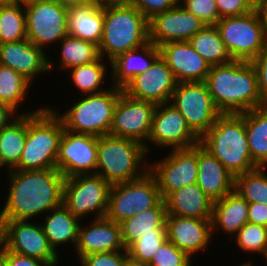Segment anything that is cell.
I'll return each mask as SVG.
<instances>
[{
    "instance_id": "44dd1931",
    "label": "cell",
    "mask_w": 267,
    "mask_h": 266,
    "mask_svg": "<svg viewBox=\"0 0 267 266\" xmlns=\"http://www.w3.org/2000/svg\"><path fill=\"white\" fill-rule=\"evenodd\" d=\"M159 48L178 83L206 80L211 66L188 41L169 42Z\"/></svg>"
},
{
    "instance_id": "8992f818",
    "label": "cell",
    "mask_w": 267,
    "mask_h": 266,
    "mask_svg": "<svg viewBox=\"0 0 267 266\" xmlns=\"http://www.w3.org/2000/svg\"><path fill=\"white\" fill-rule=\"evenodd\" d=\"M148 155L145 146L138 141L100 136L96 174L110 185L139 179L149 171Z\"/></svg>"
},
{
    "instance_id": "1f68e13d",
    "label": "cell",
    "mask_w": 267,
    "mask_h": 266,
    "mask_svg": "<svg viewBox=\"0 0 267 266\" xmlns=\"http://www.w3.org/2000/svg\"><path fill=\"white\" fill-rule=\"evenodd\" d=\"M27 138V114H20L0 131V160L7 171L14 169L19 161Z\"/></svg>"
},
{
    "instance_id": "f6af8a7d",
    "label": "cell",
    "mask_w": 267,
    "mask_h": 266,
    "mask_svg": "<svg viewBox=\"0 0 267 266\" xmlns=\"http://www.w3.org/2000/svg\"><path fill=\"white\" fill-rule=\"evenodd\" d=\"M148 20L159 13L172 9L178 0H127Z\"/></svg>"
},
{
    "instance_id": "3957f363",
    "label": "cell",
    "mask_w": 267,
    "mask_h": 266,
    "mask_svg": "<svg viewBox=\"0 0 267 266\" xmlns=\"http://www.w3.org/2000/svg\"><path fill=\"white\" fill-rule=\"evenodd\" d=\"M148 42V19L137 8L127 0L104 1L103 35L98 46L100 57L110 62L119 54Z\"/></svg>"
},
{
    "instance_id": "bcb514c9",
    "label": "cell",
    "mask_w": 267,
    "mask_h": 266,
    "mask_svg": "<svg viewBox=\"0 0 267 266\" xmlns=\"http://www.w3.org/2000/svg\"><path fill=\"white\" fill-rule=\"evenodd\" d=\"M257 73L258 91L263 104H267V47L251 61Z\"/></svg>"
},
{
    "instance_id": "484cf974",
    "label": "cell",
    "mask_w": 267,
    "mask_h": 266,
    "mask_svg": "<svg viewBox=\"0 0 267 266\" xmlns=\"http://www.w3.org/2000/svg\"><path fill=\"white\" fill-rule=\"evenodd\" d=\"M160 56V48L151 42L119 54L110 61L112 86L124 89L137 75L145 72Z\"/></svg>"
},
{
    "instance_id": "681fc988",
    "label": "cell",
    "mask_w": 267,
    "mask_h": 266,
    "mask_svg": "<svg viewBox=\"0 0 267 266\" xmlns=\"http://www.w3.org/2000/svg\"><path fill=\"white\" fill-rule=\"evenodd\" d=\"M42 108L43 106L31 112L28 110V112L26 113L24 111H22V113H18L11 106L0 102V131L4 129L6 126H8L20 114H30V113L39 112Z\"/></svg>"
},
{
    "instance_id": "60d3db41",
    "label": "cell",
    "mask_w": 267,
    "mask_h": 266,
    "mask_svg": "<svg viewBox=\"0 0 267 266\" xmlns=\"http://www.w3.org/2000/svg\"><path fill=\"white\" fill-rule=\"evenodd\" d=\"M147 266H193L191 258L168 239L155 252Z\"/></svg>"
},
{
    "instance_id": "f1b7e54d",
    "label": "cell",
    "mask_w": 267,
    "mask_h": 266,
    "mask_svg": "<svg viewBox=\"0 0 267 266\" xmlns=\"http://www.w3.org/2000/svg\"><path fill=\"white\" fill-rule=\"evenodd\" d=\"M44 218L41 227L55 252L59 246L67 243H73L76 248L80 218L74 216L63 204L49 211Z\"/></svg>"
},
{
    "instance_id": "30bf717a",
    "label": "cell",
    "mask_w": 267,
    "mask_h": 266,
    "mask_svg": "<svg viewBox=\"0 0 267 266\" xmlns=\"http://www.w3.org/2000/svg\"><path fill=\"white\" fill-rule=\"evenodd\" d=\"M111 185L100 175L87 174L65 178L63 205L76 217H106Z\"/></svg>"
},
{
    "instance_id": "f546056e",
    "label": "cell",
    "mask_w": 267,
    "mask_h": 266,
    "mask_svg": "<svg viewBox=\"0 0 267 266\" xmlns=\"http://www.w3.org/2000/svg\"><path fill=\"white\" fill-rule=\"evenodd\" d=\"M166 217V204L164 199H162L155 207L143 213L135 214L133 217L121 222L123 246L127 249L140 235L155 233V228H167Z\"/></svg>"
},
{
    "instance_id": "2e32d148",
    "label": "cell",
    "mask_w": 267,
    "mask_h": 266,
    "mask_svg": "<svg viewBox=\"0 0 267 266\" xmlns=\"http://www.w3.org/2000/svg\"><path fill=\"white\" fill-rule=\"evenodd\" d=\"M147 142V153H150L149 144L178 150L192 148L200 143V139L188 127L184 116L169 102L157 105Z\"/></svg>"
},
{
    "instance_id": "9c48e42d",
    "label": "cell",
    "mask_w": 267,
    "mask_h": 266,
    "mask_svg": "<svg viewBox=\"0 0 267 266\" xmlns=\"http://www.w3.org/2000/svg\"><path fill=\"white\" fill-rule=\"evenodd\" d=\"M161 200L157 181L148 171L139 179L111 185L106 217L120 224L155 207Z\"/></svg>"
},
{
    "instance_id": "f907efd6",
    "label": "cell",
    "mask_w": 267,
    "mask_h": 266,
    "mask_svg": "<svg viewBox=\"0 0 267 266\" xmlns=\"http://www.w3.org/2000/svg\"><path fill=\"white\" fill-rule=\"evenodd\" d=\"M255 9L259 14L265 35L267 37V0H256Z\"/></svg>"
},
{
    "instance_id": "8d00e7d4",
    "label": "cell",
    "mask_w": 267,
    "mask_h": 266,
    "mask_svg": "<svg viewBox=\"0 0 267 266\" xmlns=\"http://www.w3.org/2000/svg\"><path fill=\"white\" fill-rule=\"evenodd\" d=\"M27 38L23 4L0 5V44Z\"/></svg>"
},
{
    "instance_id": "d6986e66",
    "label": "cell",
    "mask_w": 267,
    "mask_h": 266,
    "mask_svg": "<svg viewBox=\"0 0 267 266\" xmlns=\"http://www.w3.org/2000/svg\"><path fill=\"white\" fill-rule=\"evenodd\" d=\"M149 42L156 46L169 42L189 41L206 24L180 3L148 20Z\"/></svg>"
},
{
    "instance_id": "d4e9b609",
    "label": "cell",
    "mask_w": 267,
    "mask_h": 266,
    "mask_svg": "<svg viewBox=\"0 0 267 266\" xmlns=\"http://www.w3.org/2000/svg\"><path fill=\"white\" fill-rule=\"evenodd\" d=\"M68 35L99 46L104 27V1L68 7Z\"/></svg>"
},
{
    "instance_id": "4316f807",
    "label": "cell",
    "mask_w": 267,
    "mask_h": 266,
    "mask_svg": "<svg viewBox=\"0 0 267 266\" xmlns=\"http://www.w3.org/2000/svg\"><path fill=\"white\" fill-rule=\"evenodd\" d=\"M164 201L167 215L211 220L213 202L197 183L170 192Z\"/></svg>"
},
{
    "instance_id": "d6a6232c",
    "label": "cell",
    "mask_w": 267,
    "mask_h": 266,
    "mask_svg": "<svg viewBox=\"0 0 267 266\" xmlns=\"http://www.w3.org/2000/svg\"><path fill=\"white\" fill-rule=\"evenodd\" d=\"M188 42L210 66L227 64L233 61L221 40L216 25H205Z\"/></svg>"
},
{
    "instance_id": "816d5d0a",
    "label": "cell",
    "mask_w": 267,
    "mask_h": 266,
    "mask_svg": "<svg viewBox=\"0 0 267 266\" xmlns=\"http://www.w3.org/2000/svg\"><path fill=\"white\" fill-rule=\"evenodd\" d=\"M53 1L57 2L59 5H62L68 8L72 6L84 5V4L92 2L93 0H53Z\"/></svg>"
},
{
    "instance_id": "b9f144b4",
    "label": "cell",
    "mask_w": 267,
    "mask_h": 266,
    "mask_svg": "<svg viewBox=\"0 0 267 266\" xmlns=\"http://www.w3.org/2000/svg\"><path fill=\"white\" fill-rule=\"evenodd\" d=\"M178 3L206 25H216L221 19L216 6V0H178Z\"/></svg>"
},
{
    "instance_id": "11a10c76",
    "label": "cell",
    "mask_w": 267,
    "mask_h": 266,
    "mask_svg": "<svg viewBox=\"0 0 267 266\" xmlns=\"http://www.w3.org/2000/svg\"><path fill=\"white\" fill-rule=\"evenodd\" d=\"M16 3L17 0H0V5H12Z\"/></svg>"
},
{
    "instance_id": "d590c367",
    "label": "cell",
    "mask_w": 267,
    "mask_h": 266,
    "mask_svg": "<svg viewBox=\"0 0 267 266\" xmlns=\"http://www.w3.org/2000/svg\"><path fill=\"white\" fill-rule=\"evenodd\" d=\"M30 85L19 72L0 64V102L20 110L22 101L27 98Z\"/></svg>"
},
{
    "instance_id": "83f0119b",
    "label": "cell",
    "mask_w": 267,
    "mask_h": 266,
    "mask_svg": "<svg viewBox=\"0 0 267 266\" xmlns=\"http://www.w3.org/2000/svg\"><path fill=\"white\" fill-rule=\"evenodd\" d=\"M248 213L249 203L235 190L213 202L212 235L221 230L233 237L248 222Z\"/></svg>"
},
{
    "instance_id": "ee69618b",
    "label": "cell",
    "mask_w": 267,
    "mask_h": 266,
    "mask_svg": "<svg viewBox=\"0 0 267 266\" xmlns=\"http://www.w3.org/2000/svg\"><path fill=\"white\" fill-rule=\"evenodd\" d=\"M256 0H216L220 18L242 16L255 9Z\"/></svg>"
},
{
    "instance_id": "5bb4252c",
    "label": "cell",
    "mask_w": 267,
    "mask_h": 266,
    "mask_svg": "<svg viewBox=\"0 0 267 266\" xmlns=\"http://www.w3.org/2000/svg\"><path fill=\"white\" fill-rule=\"evenodd\" d=\"M156 107L151 102L132 98L122 91L114 107L109 135L138 141L147 151Z\"/></svg>"
},
{
    "instance_id": "ffe728a7",
    "label": "cell",
    "mask_w": 267,
    "mask_h": 266,
    "mask_svg": "<svg viewBox=\"0 0 267 266\" xmlns=\"http://www.w3.org/2000/svg\"><path fill=\"white\" fill-rule=\"evenodd\" d=\"M48 56L27 38L0 44V64L19 72L31 84L37 75L55 70Z\"/></svg>"
},
{
    "instance_id": "6da1fadb",
    "label": "cell",
    "mask_w": 267,
    "mask_h": 266,
    "mask_svg": "<svg viewBox=\"0 0 267 266\" xmlns=\"http://www.w3.org/2000/svg\"><path fill=\"white\" fill-rule=\"evenodd\" d=\"M10 188L0 220H33L63 204L65 177L57 169L9 170Z\"/></svg>"
},
{
    "instance_id": "277c9868",
    "label": "cell",
    "mask_w": 267,
    "mask_h": 266,
    "mask_svg": "<svg viewBox=\"0 0 267 266\" xmlns=\"http://www.w3.org/2000/svg\"><path fill=\"white\" fill-rule=\"evenodd\" d=\"M200 144L236 177L251 171L253 163L245 128V113L221 114L200 138Z\"/></svg>"
},
{
    "instance_id": "4dcf8cb0",
    "label": "cell",
    "mask_w": 267,
    "mask_h": 266,
    "mask_svg": "<svg viewBox=\"0 0 267 266\" xmlns=\"http://www.w3.org/2000/svg\"><path fill=\"white\" fill-rule=\"evenodd\" d=\"M245 128L253 163L267 167V104L245 112Z\"/></svg>"
},
{
    "instance_id": "836d02e7",
    "label": "cell",
    "mask_w": 267,
    "mask_h": 266,
    "mask_svg": "<svg viewBox=\"0 0 267 266\" xmlns=\"http://www.w3.org/2000/svg\"><path fill=\"white\" fill-rule=\"evenodd\" d=\"M62 43V44H61ZM57 45H60V68L69 70L73 67L97 61L100 58L96 44L67 35Z\"/></svg>"
},
{
    "instance_id": "7bdbcfd3",
    "label": "cell",
    "mask_w": 267,
    "mask_h": 266,
    "mask_svg": "<svg viewBox=\"0 0 267 266\" xmlns=\"http://www.w3.org/2000/svg\"><path fill=\"white\" fill-rule=\"evenodd\" d=\"M128 258V251L125 249L116 252L88 254L79 263L81 266H123Z\"/></svg>"
},
{
    "instance_id": "9a60e30c",
    "label": "cell",
    "mask_w": 267,
    "mask_h": 266,
    "mask_svg": "<svg viewBox=\"0 0 267 266\" xmlns=\"http://www.w3.org/2000/svg\"><path fill=\"white\" fill-rule=\"evenodd\" d=\"M98 137L63 131L59 142L56 169L65 177L96 174Z\"/></svg>"
},
{
    "instance_id": "ab89813d",
    "label": "cell",
    "mask_w": 267,
    "mask_h": 266,
    "mask_svg": "<svg viewBox=\"0 0 267 266\" xmlns=\"http://www.w3.org/2000/svg\"><path fill=\"white\" fill-rule=\"evenodd\" d=\"M233 237L240 250L266 257L267 227L247 222Z\"/></svg>"
},
{
    "instance_id": "74e56055",
    "label": "cell",
    "mask_w": 267,
    "mask_h": 266,
    "mask_svg": "<svg viewBox=\"0 0 267 266\" xmlns=\"http://www.w3.org/2000/svg\"><path fill=\"white\" fill-rule=\"evenodd\" d=\"M265 169L267 167H257L235 177L234 190L248 203H261L267 206V171Z\"/></svg>"
},
{
    "instance_id": "ba28073f",
    "label": "cell",
    "mask_w": 267,
    "mask_h": 266,
    "mask_svg": "<svg viewBox=\"0 0 267 266\" xmlns=\"http://www.w3.org/2000/svg\"><path fill=\"white\" fill-rule=\"evenodd\" d=\"M216 28L233 60L251 62L267 47V37L256 9L242 16L221 18Z\"/></svg>"
},
{
    "instance_id": "f5cc1de1",
    "label": "cell",
    "mask_w": 267,
    "mask_h": 266,
    "mask_svg": "<svg viewBox=\"0 0 267 266\" xmlns=\"http://www.w3.org/2000/svg\"><path fill=\"white\" fill-rule=\"evenodd\" d=\"M5 263V247L0 243V266Z\"/></svg>"
},
{
    "instance_id": "7c38bea8",
    "label": "cell",
    "mask_w": 267,
    "mask_h": 266,
    "mask_svg": "<svg viewBox=\"0 0 267 266\" xmlns=\"http://www.w3.org/2000/svg\"><path fill=\"white\" fill-rule=\"evenodd\" d=\"M27 39L37 47L49 48L68 35V8L53 0H37L24 5Z\"/></svg>"
},
{
    "instance_id": "cb8c5ba5",
    "label": "cell",
    "mask_w": 267,
    "mask_h": 266,
    "mask_svg": "<svg viewBox=\"0 0 267 266\" xmlns=\"http://www.w3.org/2000/svg\"><path fill=\"white\" fill-rule=\"evenodd\" d=\"M196 183L212 202L234 190L235 177L200 143L197 144Z\"/></svg>"
},
{
    "instance_id": "680465c9",
    "label": "cell",
    "mask_w": 267,
    "mask_h": 266,
    "mask_svg": "<svg viewBox=\"0 0 267 266\" xmlns=\"http://www.w3.org/2000/svg\"><path fill=\"white\" fill-rule=\"evenodd\" d=\"M2 167H4L3 163L0 160V170L2 169Z\"/></svg>"
},
{
    "instance_id": "52a82bcc",
    "label": "cell",
    "mask_w": 267,
    "mask_h": 266,
    "mask_svg": "<svg viewBox=\"0 0 267 266\" xmlns=\"http://www.w3.org/2000/svg\"><path fill=\"white\" fill-rule=\"evenodd\" d=\"M122 91L111 85L104 92L83 95L62 114L50 108L62 120L65 130L95 137L109 135L114 107Z\"/></svg>"
},
{
    "instance_id": "7a4b0ae2",
    "label": "cell",
    "mask_w": 267,
    "mask_h": 266,
    "mask_svg": "<svg viewBox=\"0 0 267 266\" xmlns=\"http://www.w3.org/2000/svg\"><path fill=\"white\" fill-rule=\"evenodd\" d=\"M205 83L221 114H243L263 105L257 73L249 61L233 60L213 65Z\"/></svg>"
},
{
    "instance_id": "9f6ffc18",
    "label": "cell",
    "mask_w": 267,
    "mask_h": 266,
    "mask_svg": "<svg viewBox=\"0 0 267 266\" xmlns=\"http://www.w3.org/2000/svg\"><path fill=\"white\" fill-rule=\"evenodd\" d=\"M33 1H37V0H17V3L25 5Z\"/></svg>"
},
{
    "instance_id": "8fae6325",
    "label": "cell",
    "mask_w": 267,
    "mask_h": 266,
    "mask_svg": "<svg viewBox=\"0 0 267 266\" xmlns=\"http://www.w3.org/2000/svg\"><path fill=\"white\" fill-rule=\"evenodd\" d=\"M170 103L184 116L188 127L199 139L221 115L205 81L177 83Z\"/></svg>"
},
{
    "instance_id": "7402d4cb",
    "label": "cell",
    "mask_w": 267,
    "mask_h": 266,
    "mask_svg": "<svg viewBox=\"0 0 267 266\" xmlns=\"http://www.w3.org/2000/svg\"><path fill=\"white\" fill-rule=\"evenodd\" d=\"M167 238L192 260L211 243V220L167 215Z\"/></svg>"
},
{
    "instance_id": "6f0895ef",
    "label": "cell",
    "mask_w": 267,
    "mask_h": 266,
    "mask_svg": "<svg viewBox=\"0 0 267 266\" xmlns=\"http://www.w3.org/2000/svg\"><path fill=\"white\" fill-rule=\"evenodd\" d=\"M246 263H243V264H241V265H239V266H252V263H251V260L250 261H245Z\"/></svg>"
},
{
    "instance_id": "7dc6e473",
    "label": "cell",
    "mask_w": 267,
    "mask_h": 266,
    "mask_svg": "<svg viewBox=\"0 0 267 266\" xmlns=\"http://www.w3.org/2000/svg\"><path fill=\"white\" fill-rule=\"evenodd\" d=\"M4 266H51V265L41 260L9 251L5 248Z\"/></svg>"
},
{
    "instance_id": "c3c4849f",
    "label": "cell",
    "mask_w": 267,
    "mask_h": 266,
    "mask_svg": "<svg viewBox=\"0 0 267 266\" xmlns=\"http://www.w3.org/2000/svg\"><path fill=\"white\" fill-rule=\"evenodd\" d=\"M248 222L267 227V206L261 203H249Z\"/></svg>"
},
{
    "instance_id": "ac0fdd59",
    "label": "cell",
    "mask_w": 267,
    "mask_h": 266,
    "mask_svg": "<svg viewBox=\"0 0 267 266\" xmlns=\"http://www.w3.org/2000/svg\"><path fill=\"white\" fill-rule=\"evenodd\" d=\"M177 83L166 61L159 56L145 72L135 76L123 92L132 98L161 105L171 101Z\"/></svg>"
},
{
    "instance_id": "4fadbf2b",
    "label": "cell",
    "mask_w": 267,
    "mask_h": 266,
    "mask_svg": "<svg viewBox=\"0 0 267 266\" xmlns=\"http://www.w3.org/2000/svg\"><path fill=\"white\" fill-rule=\"evenodd\" d=\"M0 243L9 251L51 266L59 264V252L49 245L41 224H35L32 220H0Z\"/></svg>"
},
{
    "instance_id": "e0dca14e",
    "label": "cell",
    "mask_w": 267,
    "mask_h": 266,
    "mask_svg": "<svg viewBox=\"0 0 267 266\" xmlns=\"http://www.w3.org/2000/svg\"><path fill=\"white\" fill-rule=\"evenodd\" d=\"M160 161L149 164L162 199L170 192L196 183L198 176L197 145L188 149L171 150Z\"/></svg>"
},
{
    "instance_id": "db71d44e",
    "label": "cell",
    "mask_w": 267,
    "mask_h": 266,
    "mask_svg": "<svg viewBox=\"0 0 267 266\" xmlns=\"http://www.w3.org/2000/svg\"><path fill=\"white\" fill-rule=\"evenodd\" d=\"M123 266H147V265H145V264H140V263H138V262H136V261H133V260H131L130 258H128V259L125 261V263H124Z\"/></svg>"
},
{
    "instance_id": "e575fe53",
    "label": "cell",
    "mask_w": 267,
    "mask_h": 266,
    "mask_svg": "<svg viewBox=\"0 0 267 266\" xmlns=\"http://www.w3.org/2000/svg\"><path fill=\"white\" fill-rule=\"evenodd\" d=\"M104 61L106 60L100 57L97 61L67 70L70 74L69 78L73 81L72 84L81 92V95L97 94L106 91L102 87L105 84L104 82H106L105 77L108 73V66Z\"/></svg>"
},
{
    "instance_id": "603a6c76",
    "label": "cell",
    "mask_w": 267,
    "mask_h": 266,
    "mask_svg": "<svg viewBox=\"0 0 267 266\" xmlns=\"http://www.w3.org/2000/svg\"><path fill=\"white\" fill-rule=\"evenodd\" d=\"M79 227L75 248L78 260L92 253L123 251L120 224L107 217L96 218L88 226Z\"/></svg>"
},
{
    "instance_id": "f35d334b",
    "label": "cell",
    "mask_w": 267,
    "mask_h": 266,
    "mask_svg": "<svg viewBox=\"0 0 267 266\" xmlns=\"http://www.w3.org/2000/svg\"><path fill=\"white\" fill-rule=\"evenodd\" d=\"M167 228H155V233L142 234L128 248L131 260L148 265L158 248L167 240Z\"/></svg>"
},
{
    "instance_id": "5b68a950",
    "label": "cell",
    "mask_w": 267,
    "mask_h": 266,
    "mask_svg": "<svg viewBox=\"0 0 267 266\" xmlns=\"http://www.w3.org/2000/svg\"><path fill=\"white\" fill-rule=\"evenodd\" d=\"M62 120L50 107L27 114V138L18 165L13 170L56 169Z\"/></svg>"
}]
</instances>
